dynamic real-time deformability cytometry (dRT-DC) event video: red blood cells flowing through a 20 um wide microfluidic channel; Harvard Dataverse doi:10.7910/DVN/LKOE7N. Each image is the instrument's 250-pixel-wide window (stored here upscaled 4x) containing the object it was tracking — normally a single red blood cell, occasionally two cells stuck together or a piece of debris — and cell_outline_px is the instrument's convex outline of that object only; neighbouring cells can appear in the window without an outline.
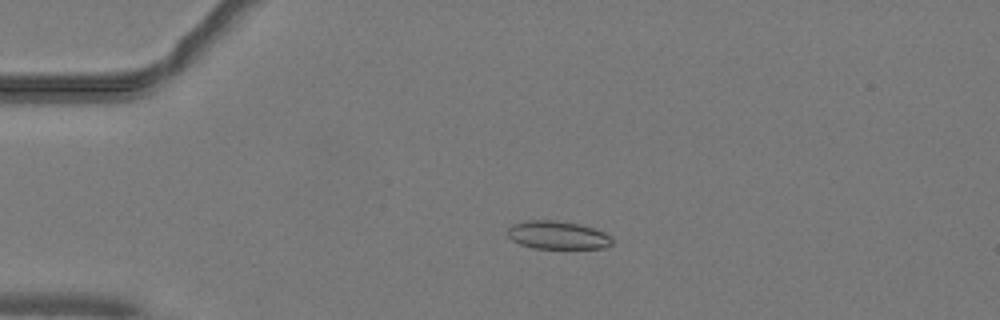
{"species": "common noctule bat (a hibernating species)", "species_latin": "Nyctalus noctula", "temperature_condition": "warm", "stored_images_in_passage": 47, "camera_frame_rate_fps": 3000, "um_per_image_px": 0.085, "animal": {"sex": "male", "body_mass_g": 19.2, "forearm_length_mm": 51.8}, "frame": {"image": 1, "passage_image": 8, "time_ms": 2.333, "image_size_px": [1000, 320], "cell_outline_px": [[612, 244], [604, 248], [532, 248], [520, 244], [512, 240], [508, 236], [508, 228], [512, 224], [524, 220], [556, 220], [580, 224], [596, 228], [612, 236]], "centroid_in_image_um": [47.41, 19.97], "position_along_channel_um": 37.6, "area_um2": 17.34}}
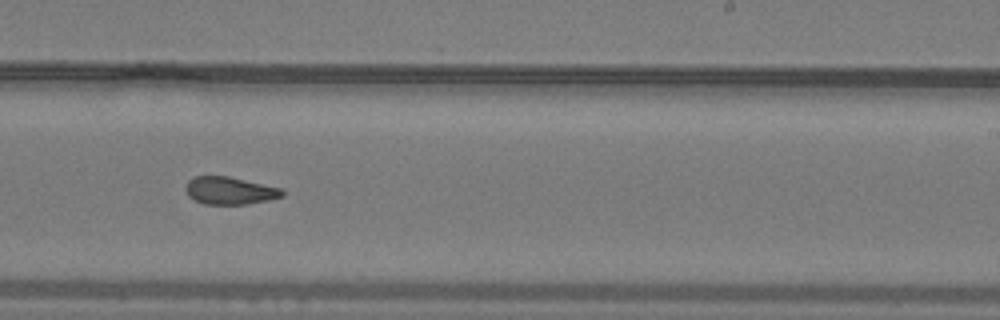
{"frame": {"image": 2, "passage_image": 28, "time_ms": 9.0, "image_size_px": [1000, 320], "cell_outline_px": [[284, 196], [268, 200], [248, 204], [204, 204], [188, 196], [184, 188], [188, 180], [196, 176], [228, 176], [280, 188], [284, 192]], "centroid_in_image_um": [19.5, 16.2], "position_along_channel_um": 269.5, "area_um2": 15.43}}
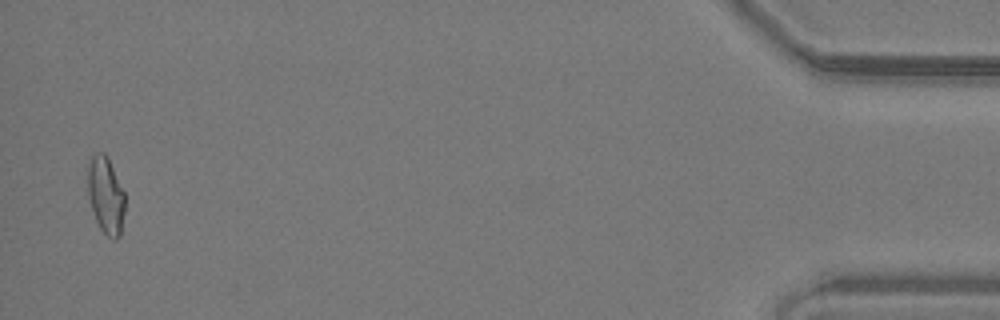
{"frame": {"image": 3, "passage_image": 46, "time_ms": 15.0, "image_size_px": [1000, 320], "cell_outline_px": [[124, 212], [120, 236], [116, 240], [112, 240], [100, 228], [96, 220], [88, 200], [88, 164], [92, 156], [96, 152], [104, 152], [124, 192]], "centroid_in_image_um": [8.98, 16.63], "position_along_channel_um": 426.2, "area_um2": 16.47}, "authors_computed_cell_mechanics": {"area_um2": 16.2996, "velocity_mm_per_s": 4.0772, "shape_relaxation_time_tau1_ms": null, "shape_relaxation_time_tau2_ms": 2.9741, "deformation_change_tau1": null, "deformation_change_tau2": 0.0725}}